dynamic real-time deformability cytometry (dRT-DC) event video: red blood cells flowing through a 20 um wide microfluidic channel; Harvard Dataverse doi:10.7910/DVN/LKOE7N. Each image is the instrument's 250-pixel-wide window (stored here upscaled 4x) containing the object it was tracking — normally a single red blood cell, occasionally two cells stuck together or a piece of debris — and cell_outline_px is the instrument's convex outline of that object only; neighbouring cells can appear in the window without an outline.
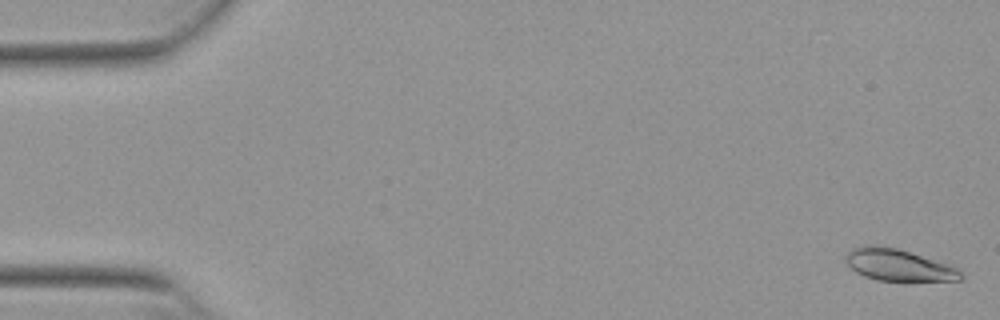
{"species": "Egyptian fruit bat (a non-hibernating species)", "species_latin": "Rousettus aegyptiacus", "temperature_condition": "warm", "stored_images_in_passage": 53, "camera_frame_rate_fps": 3000, "um_per_image_px": 0.085, "animal": {"sex": "female"}, "frame": {"image": 1, "passage_image": 1, "time_ms": 0.0, "image_size_px": [1000, 320], "cell_outline_px": [[964, 276], [960, 280], [908, 284], [876, 280], [864, 276], [856, 272], [844, 260], [844, 256], [852, 248], [868, 244], [872, 244], [896, 248], [948, 264], [960, 268]], "centroid_in_image_um": [76.42, 22.59], "position_along_channel_um": 8.6, "area_um2": 22.37}}
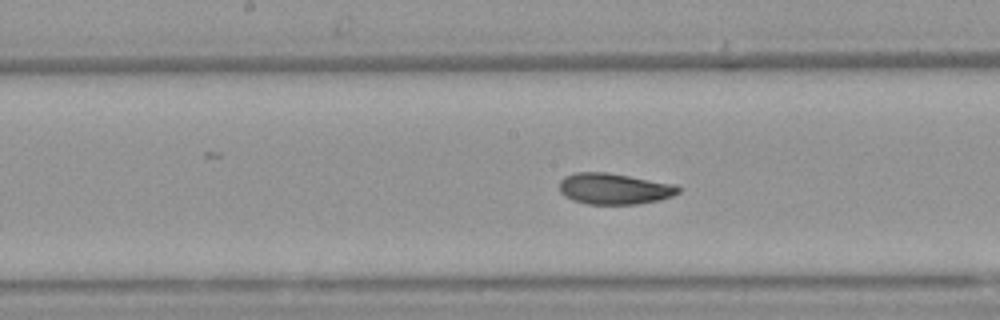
{"frame": {"image": 2, "passage_image": 27, "time_ms": 8.667, "image_size_px": [1000, 320], "cell_outline_px": [[680, 192], [672, 196], [660, 200], [640, 204], [588, 204], [572, 200], [564, 196], [560, 192], [560, 180], [564, 176], [576, 172], [608, 172], [676, 184], [680, 188]], "centroid_in_image_um": [52.22, 16.04], "position_along_channel_um": 196.0, "area_um2": 21.79}}
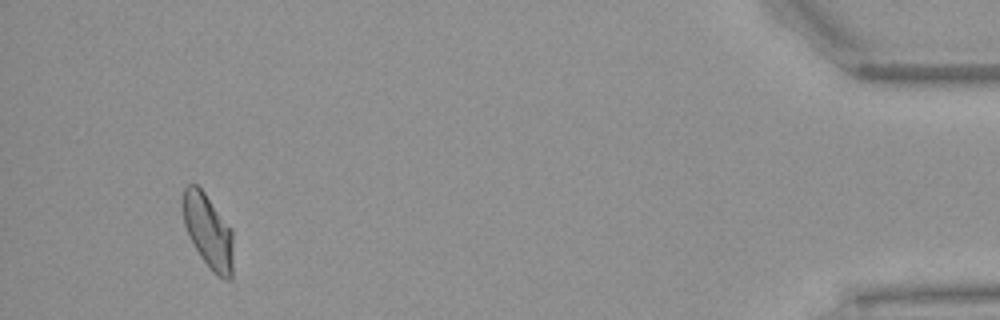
{"frame": {"image": 3, "passage_image": 50, "time_ms": 16.333, "image_size_px": [1000, 320], "cell_outline_px": [[232, 280], [224, 280], [212, 272], [200, 256], [188, 236], [184, 224], [184, 188], [188, 184], [196, 184], [204, 192], [232, 228]], "centroid_in_image_um": [17.72, 19.69], "position_along_channel_um": 417.5, "area_um2": 21.62}, "authors_computed_cell_mechanics": {"area_um2": 21.7906, "velocity_mm_per_s": 3.8464, "shape_relaxation_time_tau1_ms": 6.0595, "shape_relaxation_time_tau2_ms": 1.9253, "deformation_change_tau1": 0.1578, "deformation_change_tau2": 0.0664}}